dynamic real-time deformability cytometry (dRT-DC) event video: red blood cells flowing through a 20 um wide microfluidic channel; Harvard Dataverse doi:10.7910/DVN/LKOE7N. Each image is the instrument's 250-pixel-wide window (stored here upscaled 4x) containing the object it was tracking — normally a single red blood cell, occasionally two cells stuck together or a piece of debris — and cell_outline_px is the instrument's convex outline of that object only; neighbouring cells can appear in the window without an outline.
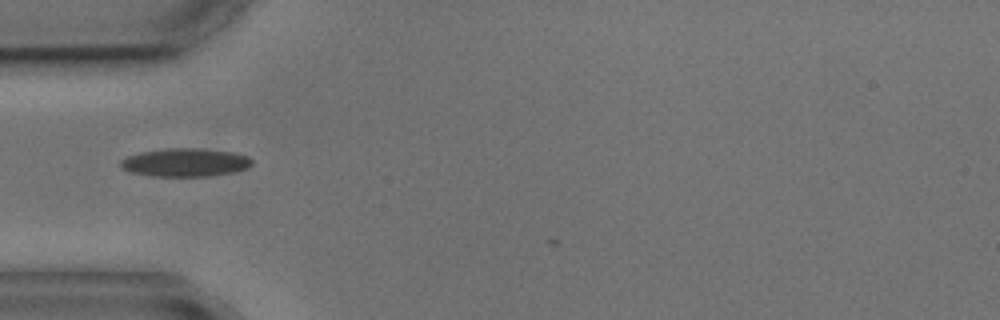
{"species": "common noctule bat (a hibernating species)", "species_latin": "Nyctalus noctula", "temperature_condition": "cold", "stored_images_in_passage": 2, "camera_frame_rate_fps": 3000, "um_per_image_px": 0.085, "animal": {"sex": "male", "body_mass_g": 17.9, "forearm_length_mm": 54.2}, "frame": {"image": 1, "passage_image": 1, "time_ms": 0.0, "image_size_px": [1000, 320], "cell_outline_px": [[252, 164], [248, 168], [232, 172], [208, 176], [152, 176], [132, 172], [120, 168], [120, 160], [124, 156], [140, 152], [164, 148], [204, 148], [232, 152], [248, 156], [252, 160]], "centroid_in_image_um": [15.71, 13.79], "position_along_channel_um": 69.3, "area_um2": 21.85}}